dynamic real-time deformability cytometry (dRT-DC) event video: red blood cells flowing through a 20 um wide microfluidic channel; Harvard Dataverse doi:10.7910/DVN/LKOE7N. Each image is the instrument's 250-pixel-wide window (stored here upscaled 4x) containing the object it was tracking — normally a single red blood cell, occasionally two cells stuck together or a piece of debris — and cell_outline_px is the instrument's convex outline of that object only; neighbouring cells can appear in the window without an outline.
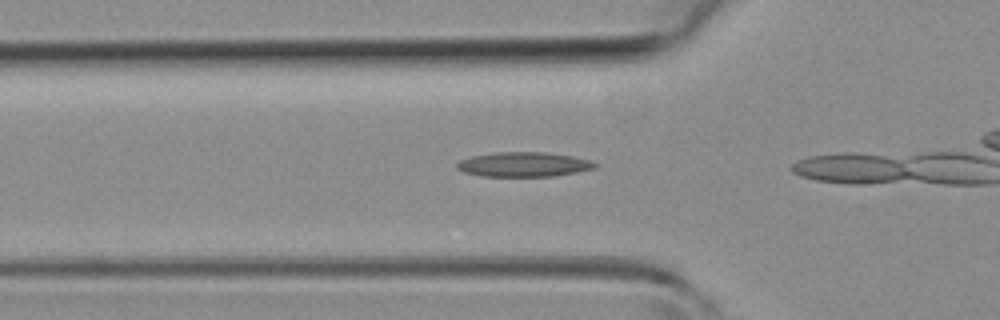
{"species": "common noctule bat (a hibernating species)", "species_latin": "Nyctalus noctula", "temperature_condition": "room temperature", "stored_images_in_passage": 5, "camera_frame_rate_fps": 3000, "um_per_image_px": 0.085, "animal": {"sex": "female", "body_mass_g": 19.3, "forearm_length_mm": 54.1}, "frame": {"image": 1, "passage_image": 4, "time_ms": 1.0, "image_size_px": [1000, 320], "cell_outline_px": [[600, 164], [596, 168], [576, 172], [552, 176], [480, 176], [464, 172], [456, 168], [456, 164], [460, 160], [472, 156], [496, 152], [548, 152], [572, 156], [592, 160]], "centroid_in_image_um": [44.55, 13.97], "position_along_channel_um": 81.3, "area_um2": 19.94}}